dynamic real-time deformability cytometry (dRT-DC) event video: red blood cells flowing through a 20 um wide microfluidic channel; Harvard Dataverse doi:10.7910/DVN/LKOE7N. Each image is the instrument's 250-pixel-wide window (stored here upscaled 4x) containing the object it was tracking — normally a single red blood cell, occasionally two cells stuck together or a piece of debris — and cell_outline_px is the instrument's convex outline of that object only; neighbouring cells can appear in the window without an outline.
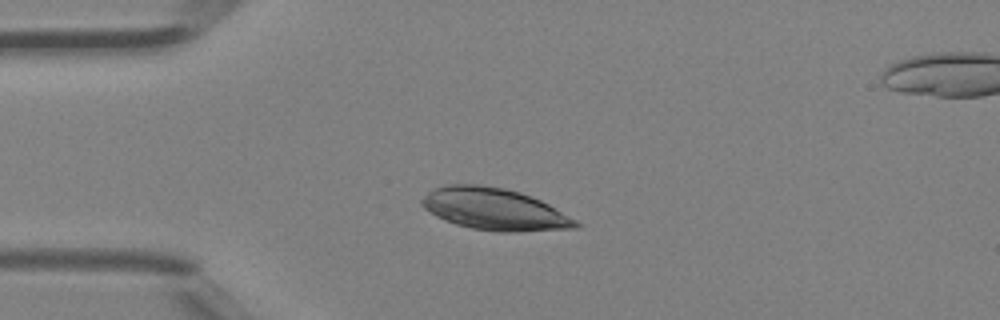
{"species": "Egyptian fruit bat (a non-hibernating species)", "species_latin": "Rousettus aegyptiacus", "temperature_condition": "room temperature", "stored_images_in_passage": 4, "camera_frame_rate_fps": 3000, "um_per_image_px": 0.085, "animal": {"sex": "female"}, "frame": {"image": 1, "passage_image": 3, "time_ms": 0.667, "image_size_px": [1000, 320], "cell_outline_px": [[580, 228], [516, 232], [500, 232], [472, 228], [456, 224], [444, 220], [436, 216], [424, 208], [420, 204], [420, 200], [432, 188], [444, 184], [480, 184], [504, 188], [520, 192], [532, 196], [548, 204], [576, 220], [580, 224]], "centroid_in_image_um": [42.0, 17.77], "position_along_channel_um": 43.0, "area_um2": 37.74}}